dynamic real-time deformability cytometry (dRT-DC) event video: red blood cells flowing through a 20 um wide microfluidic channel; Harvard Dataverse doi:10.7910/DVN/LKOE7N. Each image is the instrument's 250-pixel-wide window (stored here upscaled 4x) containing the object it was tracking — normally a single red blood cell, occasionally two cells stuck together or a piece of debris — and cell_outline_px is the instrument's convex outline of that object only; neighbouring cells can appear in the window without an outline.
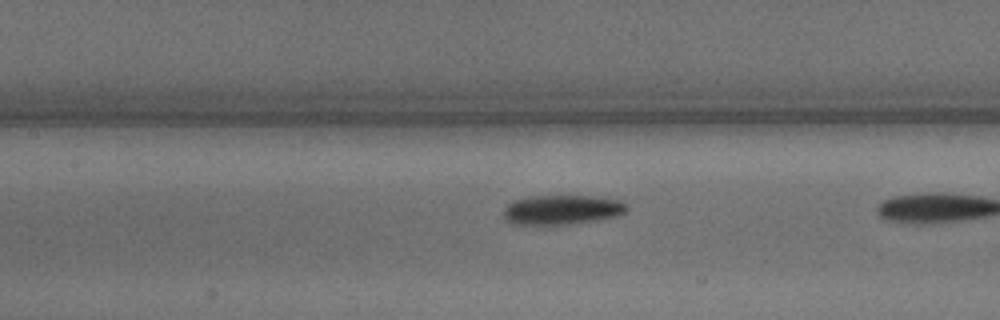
{"species": "common noctule bat (a hibernating species)", "species_latin": "Nyctalus noctula", "temperature_condition": "warm", "stored_images_in_passage": 16, "camera_frame_rate_fps": 3000, "um_per_image_px": 0.085, "animal": {"sex": "male", "body_mass_g": 15.6}, "frame": {"image": 1, "passage_image": 14, "time_ms": 4.333, "image_size_px": [1000, 320], "cell_outline_px": [[628, 208], [624, 212], [616, 216], [596, 220], [572, 224], [512, 224], [504, 216], [504, 208], [512, 200], [528, 196], [592, 196], [620, 200], [628, 204]], "centroid_in_image_um": [47.77, 17.82], "position_along_channel_um": 159.6, "area_um2": 21.21}}